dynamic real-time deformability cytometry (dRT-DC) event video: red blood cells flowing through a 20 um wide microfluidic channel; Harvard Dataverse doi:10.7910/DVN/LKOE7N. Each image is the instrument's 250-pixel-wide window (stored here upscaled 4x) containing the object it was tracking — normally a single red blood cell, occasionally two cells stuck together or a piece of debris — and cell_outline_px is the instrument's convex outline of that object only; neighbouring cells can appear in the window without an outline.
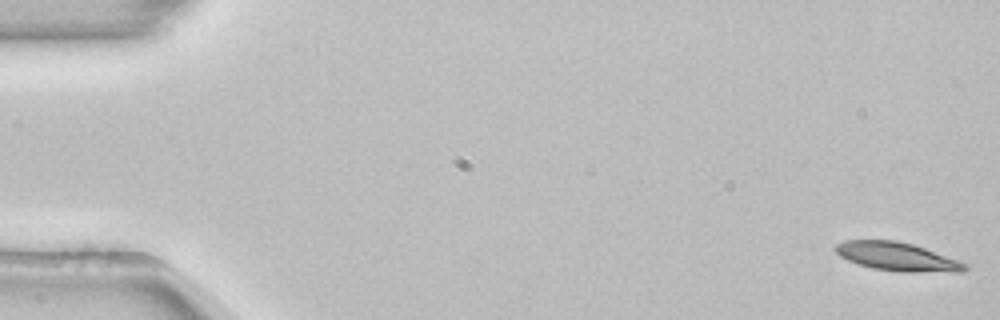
{"species": "common noctule bat (a hibernating species)", "species_latin": "Nyctalus noctula", "temperature_condition": "room temperature", "stored_images_in_passage": 53, "camera_frame_rate_fps": 3000, "um_per_image_px": 0.085, "animal": {"sex": "female", "body_mass_g": 22.7, "forearm_length_mm": 54.2}, "frame": {"image": 1, "passage_image": 1, "time_ms": 0.0, "image_size_px": [1000, 320], "cell_outline_px": [[968, 268], [960, 272], [900, 272], [872, 268], [848, 260], [840, 256], [836, 252], [836, 244], [844, 240], [896, 240], [912, 244], [924, 248], [968, 264]], "centroid_in_image_um": [76.26, 21.82], "position_along_channel_um": 8.7, "area_um2": 21.33}}
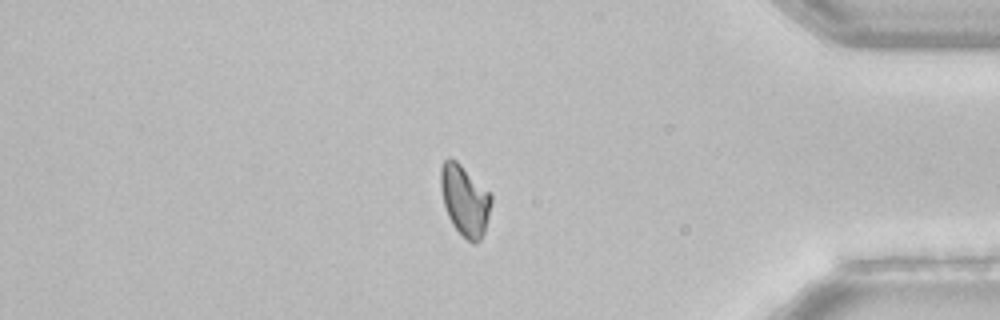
{"frame": {"image": 2, "passage_image": 45, "time_ms": 14.667, "image_size_px": [1000, 320], "cell_outline_px": [[492, 200], [484, 232], [480, 240], [476, 244], [472, 244], [452, 224], [448, 216], [444, 204], [440, 188], [440, 168], [444, 160], [448, 156], [456, 160], [492, 196]], "centroid_in_image_um": [39.48, 17.02], "position_along_channel_um": 395.7, "area_um2": 20.52}}
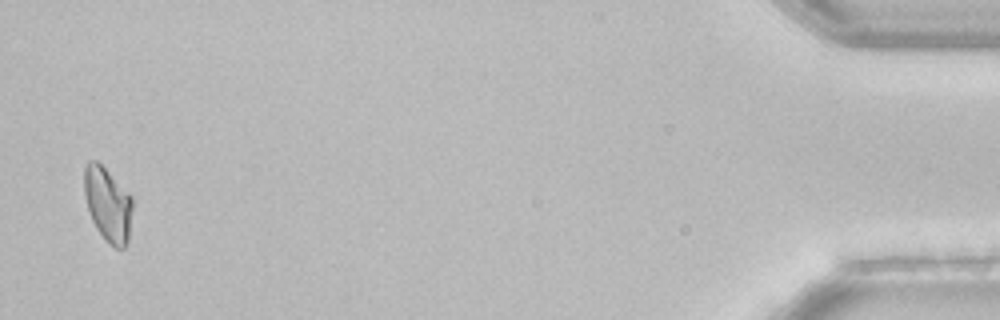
{"frame": {"image": 3, "passage_image": 52, "time_ms": 17.0, "image_size_px": [1000, 320], "cell_outline_px": [[132, 212], [128, 240], [124, 248], [116, 248], [104, 240], [96, 228], [92, 220], [84, 196], [84, 164], [88, 160], [96, 160], [132, 196]], "centroid_in_image_um": [9.15, 17.37], "position_along_channel_um": 426.1, "area_um2": 20.87}, "authors_computed_cell_mechanics": {"area_um2": 21.5594, "velocity_mm_per_s": 3.8651, "shape_relaxation_time_tau1_ms": 7.4258, "shape_relaxation_time_tau2_ms": null, "deformation_change_tau1": 0.1408, "deformation_change_tau2": null}}